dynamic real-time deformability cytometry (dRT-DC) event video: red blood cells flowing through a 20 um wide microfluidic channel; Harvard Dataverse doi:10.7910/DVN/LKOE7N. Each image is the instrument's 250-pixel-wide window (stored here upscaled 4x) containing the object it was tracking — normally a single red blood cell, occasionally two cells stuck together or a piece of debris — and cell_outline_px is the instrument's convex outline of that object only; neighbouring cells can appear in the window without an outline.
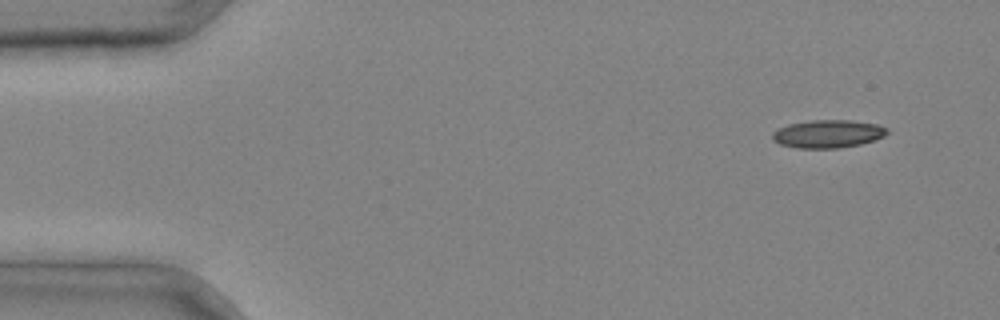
{"species": "common noctule bat (a hibernating species)", "species_latin": "Nyctalus noctula", "temperature_condition": "cold", "stored_images_in_passage": 4, "segment_of_instrument_passage": [1, 2], "camera_frame_rate_fps": 3000, "um_per_image_px": 0.085, "animal": {"sex": "male", "body_mass_g": 20.4}, "frame": {"image": 1, "passage_image": 1, "time_ms": 0.0, "image_size_px": [1000, 320], "cell_outline_px": [[888, 132], [884, 136], [860, 144], [836, 148], [796, 148], [780, 144], [772, 140], [772, 132], [776, 128], [788, 124], [812, 120], [852, 120], [876, 124], [888, 128]], "centroid_in_image_um": [70.33, 11.37], "position_along_channel_um": 14.7, "area_um2": 18.73}}